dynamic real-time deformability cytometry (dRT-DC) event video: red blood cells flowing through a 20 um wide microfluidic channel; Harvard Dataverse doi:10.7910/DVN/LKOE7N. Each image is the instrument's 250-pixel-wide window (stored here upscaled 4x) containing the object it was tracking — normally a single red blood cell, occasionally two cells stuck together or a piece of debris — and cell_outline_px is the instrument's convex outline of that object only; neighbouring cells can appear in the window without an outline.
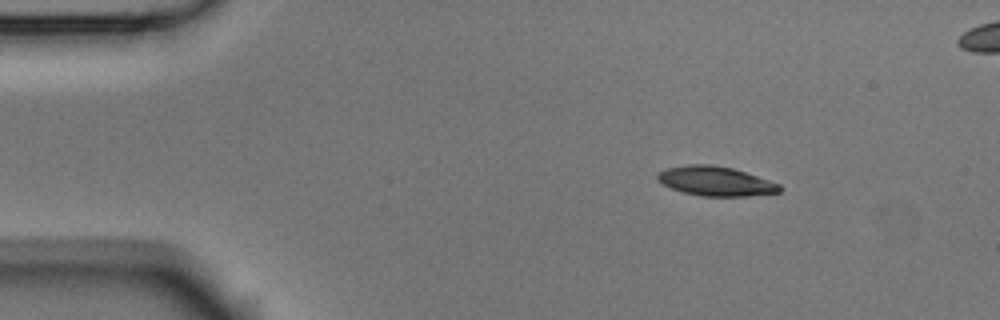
{"species": "Egyptian fruit bat (a non-hibernating species)", "species_latin": "Rousettus aegyptiacus", "temperature_condition": "room temperature", "stored_images_in_passage": 3, "camera_frame_rate_fps": 3000, "um_per_image_px": 0.085, "animal": {"sex": "male"}, "frame": {"image": 1, "passage_image": 1, "time_ms": 0.0, "image_size_px": [1000, 320], "cell_outline_px": [[784, 188], [780, 192], [748, 196], [704, 196], [684, 192], [672, 188], [664, 184], [656, 176], [660, 172], [668, 168], [688, 164], [708, 164], [732, 168], [780, 184]], "centroid_in_image_um": [60.87, 15.4], "position_along_channel_um": 24.1, "area_um2": 20.58}}
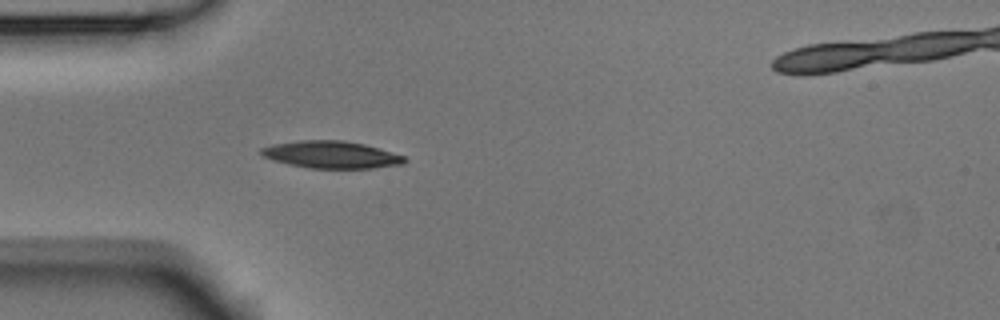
{"frame": {"image": 2, "passage_image": 3, "time_ms": 0.667, "image_size_px": [1000, 320], "cell_outline_px": [[408, 160], [404, 164], [372, 168], [308, 168], [288, 164], [272, 160], [264, 156], [260, 152], [260, 148], [272, 144], [300, 140], [344, 140], [364, 144], [380, 148], [404, 156]], "centroid_in_image_um": [28.16, 13.14], "position_along_channel_um": 56.8, "area_um2": 22.83}}